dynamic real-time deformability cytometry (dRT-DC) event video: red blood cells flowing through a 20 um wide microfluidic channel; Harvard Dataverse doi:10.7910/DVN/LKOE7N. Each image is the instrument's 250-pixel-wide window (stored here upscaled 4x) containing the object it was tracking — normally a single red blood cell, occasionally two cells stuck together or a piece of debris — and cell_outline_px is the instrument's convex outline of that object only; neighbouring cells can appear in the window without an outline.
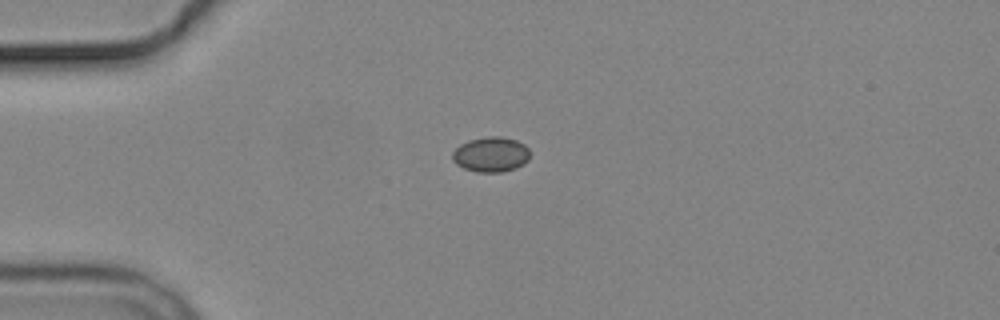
{"species": "common noctule bat (a hibernating species)", "species_latin": "Nyctalus noctula", "temperature_condition": "cold", "stored_images_in_passage": 6, "camera_frame_rate_fps": 3000, "um_per_image_px": 0.085, "animal": {"sex": "male", "body_mass_g": 19.2, "forearm_length_mm": 51.8}, "frame": {"image": 1, "passage_image": 1, "time_ms": 0.0, "image_size_px": [1000, 320], "cell_outline_px": [[528, 160], [524, 164], [516, 168], [500, 172], [476, 172], [464, 168], [456, 164], [452, 160], [452, 152], [460, 144], [468, 140], [488, 136], [500, 136], [516, 140], [524, 144], [528, 148]], "centroid_in_image_um": [41.71, 13.12], "position_along_channel_um": 43.3, "area_um2": 15.9}}
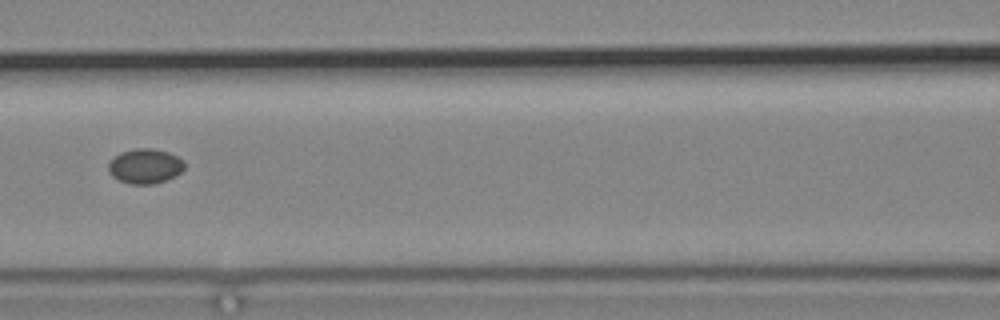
{"frame": {"image": 2, "passage_image": 4, "time_ms": 3.667, "image_size_px": [1000, 320], "cell_outline_px": [[184, 168], [176, 176], [152, 184], [128, 184], [112, 176], [108, 168], [108, 164], [120, 152], [136, 148], [152, 148], [168, 152], [184, 160]], "centroid_in_image_um": [12.34, 14.12], "position_along_channel_um": 154.3, "area_um2": 15.32}}
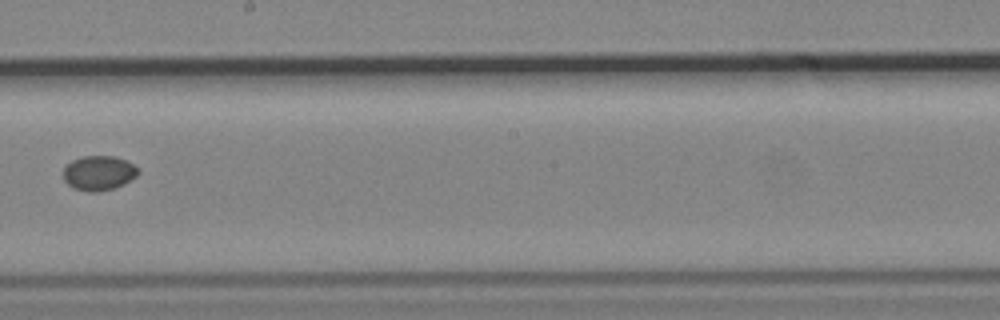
{"frame": {"image": 3, "passage_image": 6, "time_ms": 6.0, "image_size_px": [1000, 320], "cell_outline_px": [[140, 172], [136, 176], [124, 184], [116, 188], [100, 192], [88, 192], [72, 188], [64, 180], [64, 168], [72, 160], [84, 156], [116, 156], [140, 168]], "centroid_in_image_um": [8.41, 14.72], "position_along_channel_um": 239.8, "area_um2": 15.26}}